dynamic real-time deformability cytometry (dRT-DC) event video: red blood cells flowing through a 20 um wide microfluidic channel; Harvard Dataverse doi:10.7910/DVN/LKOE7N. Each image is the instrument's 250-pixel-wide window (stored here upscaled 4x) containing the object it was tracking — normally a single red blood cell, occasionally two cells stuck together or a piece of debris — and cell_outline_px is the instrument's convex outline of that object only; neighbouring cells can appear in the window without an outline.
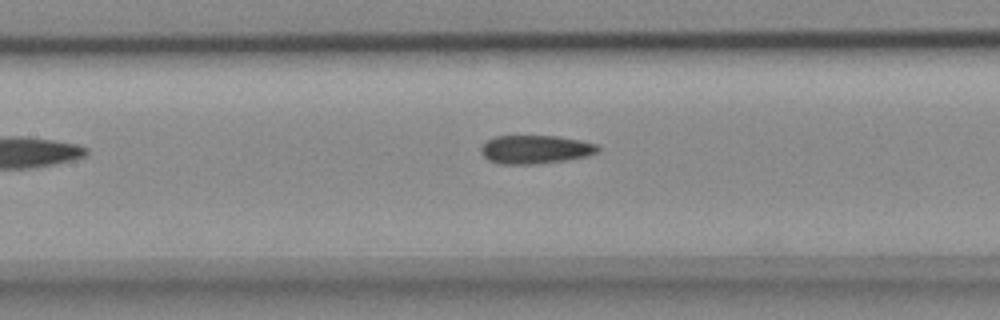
{"species": "common noctule bat (a hibernating species)", "species_latin": "Nyctalus noctula", "temperature_condition": "cold", "stored_images_in_passage": 7, "camera_frame_rate_fps": 3000, "um_per_image_px": 0.085, "animal": {"sex": "female", "body_mass_g": 18.4}, "frame": {"image": 1, "passage_image": 7, "time_ms": 2.0, "image_size_px": [1000, 320], "cell_outline_px": [[600, 152], [588, 156], [564, 160], [536, 164], [500, 164], [488, 160], [480, 152], [480, 148], [488, 140], [496, 136], [556, 136], [580, 140], [600, 144]], "centroid_in_image_um": [45.55, 12.7], "position_along_channel_um": 161.9, "area_um2": 19.54}}